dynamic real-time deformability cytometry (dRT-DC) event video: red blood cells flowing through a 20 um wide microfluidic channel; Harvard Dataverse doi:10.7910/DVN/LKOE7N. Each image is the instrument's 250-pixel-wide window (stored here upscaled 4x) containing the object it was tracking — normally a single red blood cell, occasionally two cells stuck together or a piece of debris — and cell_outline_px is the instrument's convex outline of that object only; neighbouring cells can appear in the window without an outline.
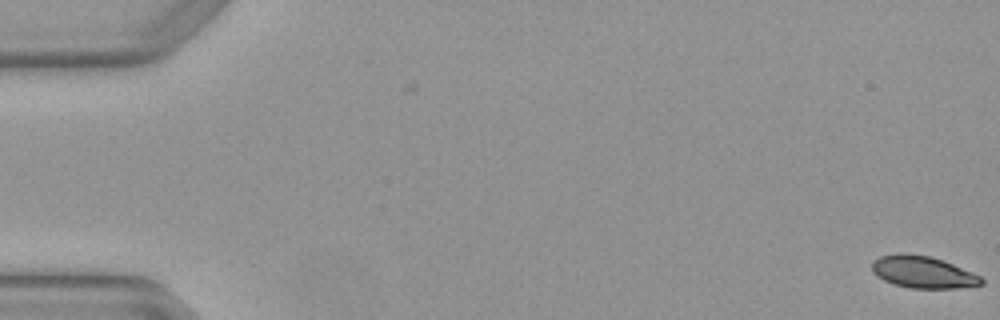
{"species": "Egyptian fruit bat (a non-hibernating species)", "species_latin": "Rousettus aegyptiacus", "temperature_condition": "warm", "stored_images_in_passage": 2, "camera_frame_rate_fps": 3000, "um_per_image_px": 0.085, "animal": {"sex": "female"}, "frame": {"image": 1, "passage_image": 2, "time_ms": 0.333, "image_size_px": [1000, 320], "cell_outline_px": [[984, 284], [956, 288], [908, 288], [892, 284], [876, 276], [872, 272], [872, 264], [880, 256], [928, 256], [944, 260], [972, 272], [980, 276], [984, 280]], "centroid_in_image_um": [78.5, 23.18], "position_along_channel_um": 6.5, "area_um2": 19.77}}